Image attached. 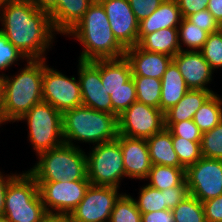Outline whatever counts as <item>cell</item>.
Returning a JSON list of instances; mask_svg holds the SVG:
<instances>
[{"label":"cell","instance_id":"41","mask_svg":"<svg viewBox=\"0 0 222 222\" xmlns=\"http://www.w3.org/2000/svg\"><path fill=\"white\" fill-rule=\"evenodd\" d=\"M162 192H165L166 209L169 210L175 208L185 197L189 195L186 180L180 186L167 188L162 190Z\"/></svg>","mask_w":222,"mask_h":222},{"label":"cell","instance_id":"42","mask_svg":"<svg viewBox=\"0 0 222 222\" xmlns=\"http://www.w3.org/2000/svg\"><path fill=\"white\" fill-rule=\"evenodd\" d=\"M206 222L222 221V195L202 202Z\"/></svg>","mask_w":222,"mask_h":222},{"label":"cell","instance_id":"15","mask_svg":"<svg viewBox=\"0 0 222 222\" xmlns=\"http://www.w3.org/2000/svg\"><path fill=\"white\" fill-rule=\"evenodd\" d=\"M79 82L82 105L112 114V101L100 77V60H79Z\"/></svg>","mask_w":222,"mask_h":222},{"label":"cell","instance_id":"46","mask_svg":"<svg viewBox=\"0 0 222 222\" xmlns=\"http://www.w3.org/2000/svg\"><path fill=\"white\" fill-rule=\"evenodd\" d=\"M34 7L38 8L41 11L47 12L49 15L56 8V0H27Z\"/></svg>","mask_w":222,"mask_h":222},{"label":"cell","instance_id":"37","mask_svg":"<svg viewBox=\"0 0 222 222\" xmlns=\"http://www.w3.org/2000/svg\"><path fill=\"white\" fill-rule=\"evenodd\" d=\"M165 128L174 136L182 137L188 141L201 142L202 132L193 120L165 123Z\"/></svg>","mask_w":222,"mask_h":222},{"label":"cell","instance_id":"45","mask_svg":"<svg viewBox=\"0 0 222 222\" xmlns=\"http://www.w3.org/2000/svg\"><path fill=\"white\" fill-rule=\"evenodd\" d=\"M16 176V174H12V176L8 175V177H3L2 173L0 172V215H3L4 211V204H5V194L6 189L8 187L9 182Z\"/></svg>","mask_w":222,"mask_h":222},{"label":"cell","instance_id":"7","mask_svg":"<svg viewBox=\"0 0 222 222\" xmlns=\"http://www.w3.org/2000/svg\"><path fill=\"white\" fill-rule=\"evenodd\" d=\"M25 119L30 142L38 155L64 143L62 113L49 103L34 105L19 120Z\"/></svg>","mask_w":222,"mask_h":222},{"label":"cell","instance_id":"9","mask_svg":"<svg viewBox=\"0 0 222 222\" xmlns=\"http://www.w3.org/2000/svg\"><path fill=\"white\" fill-rule=\"evenodd\" d=\"M37 184L41 200L49 215H69L84 198L91 185L87 177L77 181L61 180Z\"/></svg>","mask_w":222,"mask_h":222},{"label":"cell","instance_id":"43","mask_svg":"<svg viewBox=\"0 0 222 222\" xmlns=\"http://www.w3.org/2000/svg\"><path fill=\"white\" fill-rule=\"evenodd\" d=\"M182 18L207 9L209 0H176Z\"/></svg>","mask_w":222,"mask_h":222},{"label":"cell","instance_id":"33","mask_svg":"<svg viewBox=\"0 0 222 222\" xmlns=\"http://www.w3.org/2000/svg\"><path fill=\"white\" fill-rule=\"evenodd\" d=\"M172 143L180 163L187 168L202 158L200 142L172 135Z\"/></svg>","mask_w":222,"mask_h":222},{"label":"cell","instance_id":"5","mask_svg":"<svg viewBox=\"0 0 222 222\" xmlns=\"http://www.w3.org/2000/svg\"><path fill=\"white\" fill-rule=\"evenodd\" d=\"M75 145H62L40 153L38 163L27 172L36 182L77 181L87 177V158Z\"/></svg>","mask_w":222,"mask_h":222},{"label":"cell","instance_id":"44","mask_svg":"<svg viewBox=\"0 0 222 222\" xmlns=\"http://www.w3.org/2000/svg\"><path fill=\"white\" fill-rule=\"evenodd\" d=\"M141 214V222H174L173 212L169 209Z\"/></svg>","mask_w":222,"mask_h":222},{"label":"cell","instance_id":"27","mask_svg":"<svg viewBox=\"0 0 222 222\" xmlns=\"http://www.w3.org/2000/svg\"><path fill=\"white\" fill-rule=\"evenodd\" d=\"M222 100L213 93L196 111L193 121L202 133L213 129L222 121Z\"/></svg>","mask_w":222,"mask_h":222},{"label":"cell","instance_id":"39","mask_svg":"<svg viewBox=\"0 0 222 222\" xmlns=\"http://www.w3.org/2000/svg\"><path fill=\"white\" fill-rule=\"evenodd\" d=\"M187 19L196 26L207 31L209 34L217 32L222 28L220 23H218V21L207 9L191 14L187 17Z\"/></svg>","mask_w":222,"mask_h":222},{"label":"cell","instance_id":"23","mask_svg":"<svg viewBox=\"0 0 222 222\" xmlns=\"http://www.w3.org/2000/svg\"><path fill=\"white\" fill-rule=\"evenodd\" d=\"M152 165L184 167L173 148L172 134L164 128L146 139Z\"/></svg>","mask_w":222,"mask_h":222},{"label":"cell","instance_id":"19","mask_svg":"<svg viewBox=\"0 0 222 222\" xmlns=\"http://www.w3.org/2000/svg\"><path fill=\"white\" fill-rule=\"evenodd\" d=\"M182 20L176 0H164L147 18L139 22L138 42L147 34L163 28H178Z\"/></svg>","mask_w":222,"mask_h":222},{"label":"cell","instance_id":"24","mask_svg":"<svg viewBox=\"0 0 222 222\" xmlns=\"http://www.w3.org/2000/svg\"><path fill=\"white\" fill-rule=\"evenodd\" d=\"M178 36V28H163L145 35L137 45L145 51L174 57L182 50Z\"/></svg>","mask_w":222,"mask_h":222},{"label":"cell","instance_id":"4","mask_svg":"<svg viewBox=\"0 0 222 222\" xmlns=\"http://www.w3.org/2000/svg\"><path fill=\"white\" fill-rule=\"evenodd\" d=\"M64 143L72 140L89 143H105L117 139L118 117L97 111L84 105L69 109L62 114Z\"/></svg>","mask_w":222,"mask_h":222},{"label":"cell","instance_id":"38","mask_svg":"<svg viewBox=\"0 0 222 222\" xmlns=\"http://www.w3.org/2000/svg\"><path fill=\"white\" fill-rule=\"evenodd\" d=\"M18 58L24 59L26 57L0 31V70L7 69L15 61H18Z\"/></svg>","mask_w":222,"mask_h":222},{"label":"cell","instance_id":"48","mask_svg":"<svg viewBox=\"0 0 222 222\" xmlns=\"http://www.w3.org/2000/svg\"><path fill=\"white\" fill-rule=\"evenodd\" d=\"M46 222H75L69 215H48Z\"/></svg>","mask_w":222,"mask_h":222},{"label":"cell","instance_id":"18","mask_svg":"<svg viewBox=\"0 0 222 222\" xmlns=\"http://www.w3.org/2000/svg\"><path fill=\"white\" fill-rule=\"evenodd\" d=\"M124 57L130 64L132 76L157 79L163 77L173 58L165 54L145 51L138 45L126 48Z\"/></svg>","mask_w":222,"mask_h":222},{"label":"cell","instance_id":"12","mask_svg":"<svg viewBox=\"0 0 222 222\" xmlns=\"http://www.w3.org/2000/svg\"><path fill=\"white\" fill-rule=\"evenodd\" d=\"M189 194L201 202L222 195V160L202 157L185 170Z\"/></svg>","mask_w":222,"mask_h":222},{"label":"cell","instance_id":"25","mask_svg":"<svg viewBox=\"0 0 222 222\" xmlns=\"http://www.w3.org/2000/svg\"><path fill=\"white\" fill-rule=\"evenodd\" d=\"M213 93L190 89L176 105L164 113L165 123L193 120L196 111Z\"/></svg>","mask_w":222,"mask_h":222},{"label":"cell","instance_id":"17","mask_svg":"<svg viewBox=\"0 0 222 222\" xmlns=\"http://www.w3.org/2000/svg\"><path fill=\"white\" fill-rule=\"evenodd\" d=\"M116 140L122 150L125 176L146 179L152 166L146 139L118 135Z\"/></svg>","mask_w":222,"mask_h":222},{"label":"cell","instance_id":"47","mask_svg":"<svg viewBox=\"0 0 222 222\" xmlns=\"http://www.w3.org/2000/svg\"><path fill=\"white\" fill-rule=\"evenodd\" d=\"M207 10L222 26V0H209Z\"/></svg>","mask_w":222,"mask_h":222},{"label":"cell","instance_id":"8","mask_svg":"<svg viewBox=\"0 0 222 222\" xmlns=\"http://www.w3.org/2000/svg\"><path fill=\"white\" fill-rule=\"evenodd\" d=\"M86 158L87 178L91 185L119 188L125 170L120 143L116 139L97 144Z\"/></svg>","mask_w":222,"mask_h":222},{"label":"cell","instance_id":"49","mask_svg":"<svg viewBox=\"0 0 222 222\" xmlns=\"http://www.w3.org/2000/svg\"><path fill=\"white\" fill-rule=\"evenodd\" d=\"M4 122L6 121H5V117L2 110V92H1V86H0V124Z\"/></svg>","mask_w":222,"mask_h":222},{"label":"cell","instance_id":"36","mask_svg":"<svg viewBox=\"0 0 222 222\" xmlns=\"http://www.w3.org/2000/svg\"><path fill=\"white\" fill-rule=\"evenodd\" d=\"M200 52L212 70L222 67V28L208 35Z\"/></svg>","mask_w":222,"mask_h":222},{"label":"cell","instance_id":"20","mask_svg":"<svg viewBox=\"0 0 222 222\" xmlns=\"http://www.w3.org/2000/svg\"><path fill=\"white\" fill-rule=\"evenodd\" d=\"M93 2L95 0H56V8L50 14L54 30L67 35Z\"/></svg>","mask_w":222,"mask_h":222},{"label":"cell","instance_id":"35","mask_svg":"<svg viewBox=\"0 0 222 222\" xmlns=\"http://www.w3.org/2000/svg\"><path fill=\"white\" fill-rule=\"evenodd\" d=\"M112 114L119 117L128 107L137 101L136 86L133 78L124 84V87L113 92Z\"/></svg>","mask_w":222,"mask_h":222},{"label":"cell","instance_id":"10","mask_svg":"<svg viewBox=\"0 0 222 222\" xmlns=\"http://www.w3.org/2000/svg\"><path fill=\"white\" fill-rule=\"evenodd\" d=\"M164 128V113L139 101H135L118 117V135L130 138L148 139Z\"/></svg>","mask_w":222,"mask_h":222},{"label":"cell","instance_id":"13","mask_svg":"<svg viewBox=\"0 0 222 222\" xmlns=\"http://www.w3.org/2000/svg\"><path fill=\"white\" fill-rule=\"evenodd\" d=\"M117 190L112 186L90 185L69 216L75 222H109L115 202L122 195Z\"/></svg>","mask_w":222,"mask_h":222},{"label":"cell","instance_id":"3","mask_svg":"<svg viewBox=\"0 0 222 222\" xmlns=\"http://www.w3.org/2000/svg\"><path fill=\"white\" fill-rule=\"evenodd\" d=\"M15 77L0 75L2 110L5 121H19L34 105L41 103L44 59H28Z\"/></svg>","mask_w":222,"mask_h":222},{"label":"cell","instance_id":"40","mask_svg":"<svg viewBox=\"0 0 222 222\" xmlns=\"http://www.w3.org/2000/svg\"><path fill=\"white\" fill-rule=\"evenodd\" d=\"M136 19L140 22L151 15L164 0H128Z\"/></svg>","mask_w":222,"mask_h":222},{"label":"cell","instance_id":"1","mask_svg":"<svg viewBox=\"0 0 222 222\" xmlns=\"http://www.w3.org/2000/svg\"><path fill=\"white\" fill-rule=\"evenodd\" d=\"M0 31L26 59H46L55 32L50 15L27 0H0ZM4 8V9H3ZM0 9V11H1Z\"/></svg>","mask_w":222,"mask_h":222},{"label":"cell","instance_id":"26","mask_svg":"<svg viewBox=\"0 0 222 222\" xmlns=\"http://www.w3.org/2000/svg\"><path fill=\"white\" fill-rule=\"evenodd\" d=\"M185 170V167L152 165L146 179H150L149 186L162 191L180 186L186 180Z\"/></svg>","mask_w":222,"mask_h":222},{"label":"cell","instance_id":"6","mask_svg":"<svg viewBox=\"0 0 222 222\" xmlns=\"http://www.w3.org/2000/svg\"><path fill=\"white\" fill-rule=\"evenodd\" d=\"M3 215L9 222H46L49 214L41 200L38 184L28 172L16 174L9 182Z\"/></svg>","mask_w":222,"mask_h":222},{"label":"cell","instance_id":"21","mask_svg":"<svg viewBox=\"0 0 222 222\" xmlns=\"http://www.w3.org/2000/svg\"><path fill=\"white\" fill-rule=\"evenodd\" d=\"M161 84L160 110L163 113L176 105L190 90L173 61L167 66Z\"/></svg>","mask_w":222,"mask_h":222},{"label":"cell","instance_id":"30","mask_svg":"<svg viewBox=\"0 0 222 222\" xmlns=\"http://www.w3.org/2000/svg\"><path fill=\"white\" fill-rule=\"evenodd\" d=\"M142 214L137 208L135 200L122 194L115 202L109 222H141Z\"/></svg>","mask_w":222,"mask_h":222},{"label":"cell","instance_id":"14","mask_svg":"<svg viewBox=\"0 0 222 222\" xmlns=\"http://www.w3.org/2000/svg\"><path fill=\"white\" fill-rule=\"evenodd\" d=\"M104 8L116 39L129 48L138 44L139 21L128 0H97Z\"/></svg>","mask_w":222,"mask_h":222},{"label":"cell","instance_id":"28","mask_svg":"<svg viewBox=\"0 0 222 222\" xmlns=\"http://www.w3.org/2000/svg\"><path fill=\"white\" fill-rule=\"evenodd\" d=\"M135 86L137 101L160 109L161 79L132 76Z\"/></svg>","mask_w":222,"mask_h":222},{"label":"cell","instance_id":"32","mask_svg":"<svg viewBox=\"0 0 222 222\" xmlns=\"http://www.w3.org/2000/svg\"><path fill=\"white\" fill-rule=\"evenodd\" d=\"M139 193V199L138 201L135 200V203L141 213H149L166 209L165 192L147 184L141 188Z\"/></svg>","mask_w":222,"mask_h":222},{"label":"cell","instance_id":"22","mask_svg":"<svg viewBox=\"0 0 222 222\" xmlns=\"http://www.w3.org/2000/svg\"><path fill=\"white\" fill-rule=\"evenodd\" d=\"M100 77L107 94L111 96L132 78L130 64L124 56L115 59H101Z\"/></svg>","mask_w":222,"mask_h":222},{"label":"cell","instance_id":"16","mask_svg":"<svg viewBox=\"0 0 222 222\" xmlns=\"http://www.w3.org/2000/svg\"><path fill=\"white\" fill-rule=\"evenodd\" d=\"M172 61L189 89L212 91L205 85L212 80L213 70L200 51L182 49L172 58Z\"/></svg>","mask_w":222,"mask_h":222},{"label":"cell","instance_id":"11","mask_svg":"<svg viewBox=\"0 0 222 222\" xmlns=\"http://www.w3.org/2000/svg\"><path fill=\"white\" fill-rule=\"evenodd\" d=\"M43 102L49 103L62 114L82 105L80 82L75 77L66 75L49 68L44 59V71L42 78Z\"/></svg>","mask_w":222,"mask_h":222},{"label":"cell","instance_id":"2","mask_svg":"<svg viewBox=\"0 0 222 222\" xmlns=\"http://www.w3.org/2000/svg\"><path fill=\"white\" fill-rule=\"evenodd\" d=\"M77 38L84 49L80 61L121 58L126 48L116 39L103 6L95 0L84 17L67 33Z\"/></svg>","mask_w":222,"mask_h":222},{"label":"cell","instance_id":"31","mask_svg":"<svg viewBox=\"0 0 222 222\" xmlns=\"http://www.w3.org/2000/svg\"><path fill=\"white\" fill-rule=\"evenodd\" d=\"M178 35H180L178 36L179 40H181L187 47L191 48L190 51H196V49L197 51H200L205 44L209 33L190 22L187 18H182L178 27Z\"/></svg>","mask_w":222,"mask_h":222},{"label":"cell","instance_id":"29","mask_svg":"<svg viewBox=\"0 0 222 222\" xmlns=\"http://www.w3.org/2000/svg\"><path fill=\"white\" fill-rule=\"evenodd\" d=\"M172 212L174 222H206L202 202L190 194Z\"/></svg>","mask_w":222,"mask_h":222},{"label":"cell","instance_id":"50","mask_svg":"<svg viewBox=\"0 0 222 222\" xmlns=\"http://www.w3.org/2000/svg\"><path fill=\"white\" fill-rule=\"evenodd\" d=\"M0 222H9L4 215H0Z\"/></svg>","mask_w":222,"mask_h":222},{"label":"cell","instance_id":"34","mask_svg":"<svg viewBox=\"0 0 222 222\" xmlns=\"http://www.w3.org/2000/svg\"><path fill=\"white\" fill-rule=\"evenodd\" d=\"M202 157L222 160V121L213 129L202 133Z\"/></svg>","mask_w":222,"mask_h":222}]
</instances>
